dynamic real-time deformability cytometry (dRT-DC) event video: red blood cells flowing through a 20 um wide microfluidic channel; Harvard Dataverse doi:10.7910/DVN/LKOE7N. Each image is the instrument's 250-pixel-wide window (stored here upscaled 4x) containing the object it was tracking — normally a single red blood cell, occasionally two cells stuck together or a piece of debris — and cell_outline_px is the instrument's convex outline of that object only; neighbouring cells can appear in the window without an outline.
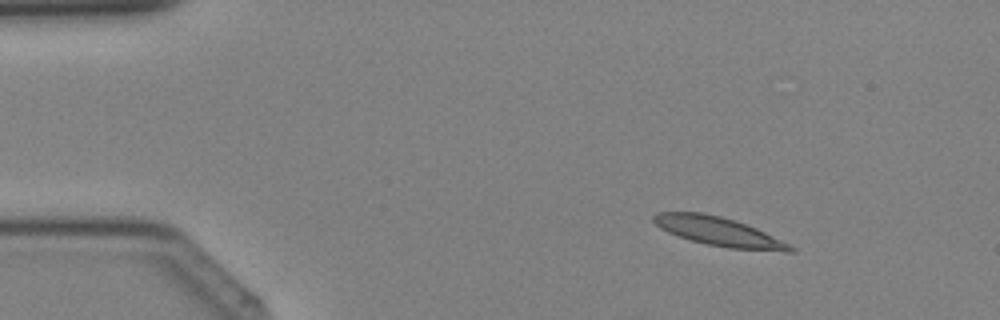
{"species": "Egyptian fruit bat (a non-hibernating species)", "species_latin": "Rousettus aegyptiacus", "temperature_condition": "cold", "stored_images_in_passage": 36, "camera_frame_rate_fps": 3000, "um_per_image_px": 0.085, "animal": {"sex": "female"}, "frame": {"image": 1, "passage_image": 2, "time_ms": 0.333, "image_size_px": [1000, 320], "cell_outline_px": [[796, 252], [784, 252], [728, 248], [708, 244], [692, 240], [668, 232], [660, 228], [652, 220], [652, 216], [656, 212], [704, 212], [720, 216], [756, 228], [796, 248]], "centroid_in_image_um": [61.08, 19.68], "position_along_channel_um": 23.9, "area_um2": 22.72}}
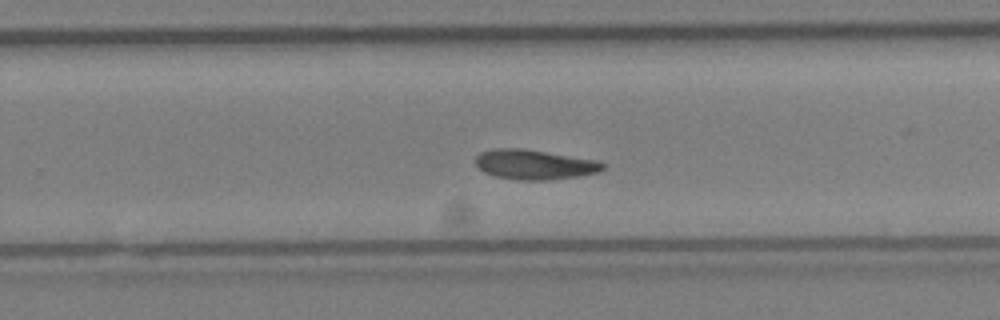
{"frame": {"image": 2, "passage_image": 22, "time_ms": 7.0, "image_size_px": [1000, 320], "cell_outline_px": [[604, 168], [600, 172], [576, 176], [548, 180], [524, 180], [496, 176], [484, 172], [476, 168], [476, 156], [480, 152], [496, 148], [520, 148], [592, 160], [604, 164]], "centroid_in_image_um": [45.35, 13.99], "position_along_channel_um": 284.4, "area_um2": 21.62}}
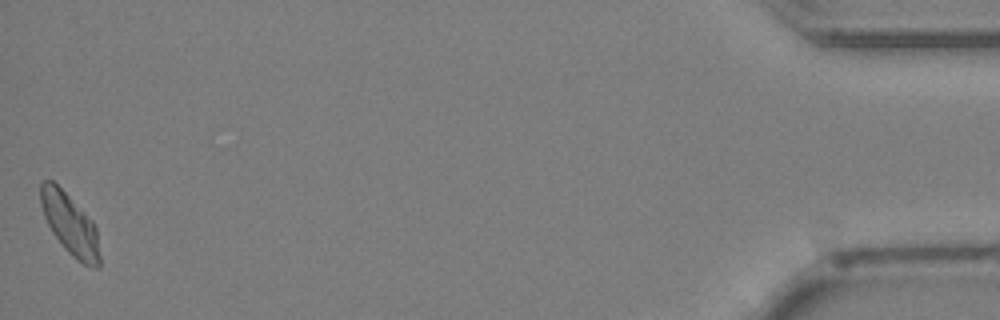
{"frame": {"image": 3, "passage_image": 36, "time_ms": 11.667, "image_size_px": [1000, 320], "cell_outline_px": [[100, 268], [92, 268], [76, 260], [64, 248], [52, 232], [44, 216], [40, 204], [40, 184], [44, 180], [52, 180], [92, 220], [96, 228], [100, 256]], "centroid_in_image_um": [5.95, 19.1], "position_along_channel_um": 429.2, "area_um2": 20.92}}